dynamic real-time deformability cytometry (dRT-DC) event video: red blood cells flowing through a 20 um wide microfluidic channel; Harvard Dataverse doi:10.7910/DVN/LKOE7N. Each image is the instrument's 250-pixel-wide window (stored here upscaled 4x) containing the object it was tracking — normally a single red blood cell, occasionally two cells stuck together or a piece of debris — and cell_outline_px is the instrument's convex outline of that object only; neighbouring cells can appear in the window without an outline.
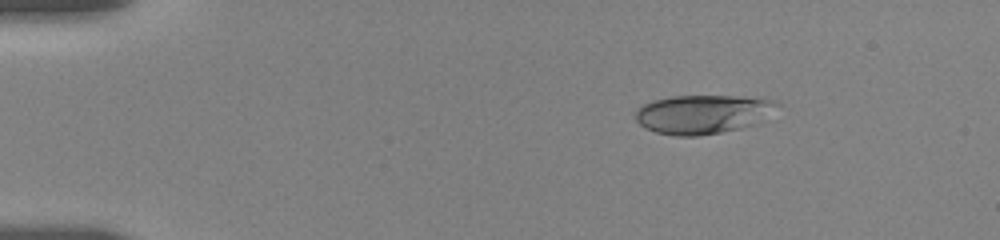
{"species": "human", "species_latin": "Homo sapiens", "temperature_condition": "room temperature", "stored_images_in_passage": 48, "camera_frame_rate_fps": 3000, "um_per_image_px": 0.085, "donor": {"sex": "female"}, "frame": {"image": 1, "passage_image": 1, "time_ms": 0.0, "image_size_px": [1000, 240], "cell_outline_px": [[780, 104], [756, 124], [740, 128], [720, 132], [696, 136], [676, 136], [656, 132], [644, 128], [636, 120], [636, 108], [652, 100], [672, 96], [764, 96], [776, 100]], "centroid_in_image_um": [59.76, 9.68], "position_along_channel_um": 25.2, "area_um2": 32.37}}
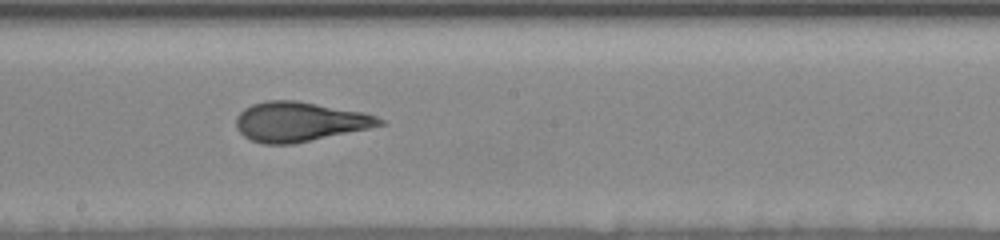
{"frame": {"image": 2, "passage_image": 24, "time_ms": 7.667, "image_size_px": [1000, 240], "cell_outline_px": [[388, 124], [292, 144], [264, 144], [252, 140], [244, 136], [236, 128], [236, 116], [244, 108], [252, 104], [268, 100], [296, 100], [364, 112], [376, 116], [384, 120]], "centroid_in_image_um": [25.46, 10.34], "position_along_channel_um": 222.7, "area_um2": 33.06}}
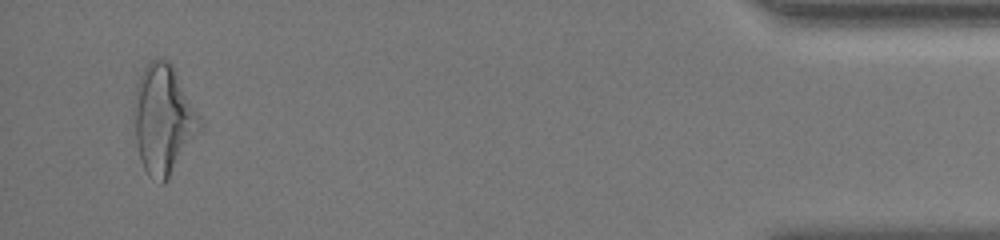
{"frame": {"image": 3, "passage_image": 46, "time_ms": 15.0, "image_size_px": [1000, 240], "cell_outline_px": [[200, 132], [164, 184], [160, 184], [148, 176], [140, 160], [136, 144], [136, 84], [140, 72], [148, 60], [156, 56], [168, 60], [176, 68], [200, 116]], "centroid_in_image_um": [13.9, 10.1], "position_along_channel_um": 421.3, "area_um2": 42.02}, "authors_computed_cell_mechanics": {"area_um2": 32.8593, "velocity_mm_per_s": 3.6422, "shape_relaxation_time_tau1_ms": 6.4902, "shape_relaxation_time_tau2_ms": 0.9922, "deformation_change_tau1": 0.2059, "deformation_change_tau2": 0.0967}}